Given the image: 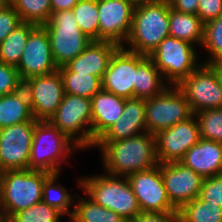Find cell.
I'll list each match as a JSON object with an SVG mask.
<instances>
[{"instance_id": "27", "label": "cell", "mask_w": 222, "mask_h": 222, "mask_svg": "<svg viewBox=\"0 0 222 222\" xmlns=\"http://www.w3.org/2000/svg\"><path fill=\"white\" fill-rule=\"evenodd\" d=\"M77 199L69 222H126L118 213L95 203L87 195L84 198L78 195Z\"/></svg>"}, {"instance_id": "24", "label": "cell", "mask_w": 222, "mask_h": 222, "mask_svg": "<svg viewBox=\"0 0 222 222\" xmlns=\"http://www.w3.org/2000/svg\"><path fill=\"white\" fill-rule=\"evenodd\" d=\"M204 23L198 15L169 9V34L192 45H202Z\"/></svg>"}, {"instance_id": "6", "label": "cell", "mask_w": 222, "mask_h": 222, "mask_svg": "<svg viewBox=\"0 0 222 222\" xmlns=\"http://www.w3.org/2000/svg\"><path fill=\"white\" fill-rule=\"evenodd\" d=\"M43 26L47 30L54 63L57 67L74 59L92 41L78 27L72 10L51 13L49 21Z\"/></svg>"}, {"instance_id": "32", "label": "cell", "mask_w": 222, "mask_h": 222, "mask_svg": "<svg viewBox=\"0 0 222 222\" xmlns=\"http://www.w3.org/2000/svg\"><path fill=\"white\" fill-rule=\"evenodd\" d=\"M72 11L80 30L92 40H98V0H78Z\"/></svg>"}, {"instance_id": "26", "label": "cell", "mask_w": 222, "mask_h": 222, "mask_svg": "<svg viewBox=\"0 0 222 222\" xmlns=\"http://www.w3.org/2000/svg\"><path fill=\"white\" fill-rule=\"evenodd\" d=\"M37 25L22 22L0 43V62L17 67L30 32Z\"/></svg>"}, {"instance_id": "7", "label": "cell", "mask_w": 222, "mask_h": 222, "mask_svg": "<svg viewBox=\"0 0 222 222\" xmlns=\"http://www.w3.org/2000/svg\"><path fill=\"white\" fill-rule=\"evenodd\" d=\"M169 85H178L202 62H198L195 46L168 36L148 56Z\"/></svg>"}, {"instance_id": "5", "label": "cell", "mask_w": 222, "mask_h": 222, "mask_svg": "<svg viewBox=\"0 0 222 222\" xmlns=\"http://www.w3.org/2000/svg\"><path fill=\"white\" fill-rule=\"evenodd\" d=\"M50 173L30 169L0 173V203L7 219L42 201V187Z\"/></svg>"}, {"instance_id": "17", "label": "cell", "mask_w": 222, "mask_h": 222, "mask_svg": "<svg viewBox=\"0 0 222 222\" xmlns=\"http://www.w3.org/2000/svg\"><path fill=\"white\" fill-rule=\"evenodd\" d=\"M134 7L129 0H98V40L123 46L131 30Z\"/></svg>"}, {"instance_id": "2", "label": "cell", "mask_w": 222, "mask_h": 222, "mask_svg": "<svg viewBox=\"0 0 222 222\" xmlns=\"http://www.w3.org/2000/svg\"><path fill=\"white\" fill-rule=\"evenodd\" d=\"M169 9L170 2L164 0L135 5L131 30L122 47L149 56L163 39L170 36Z\"/></svg>"}, {"instance_id": "10", "label": "cell", "mask_w": 222, "mask_h": 222, "mask_svg": "<svg viewBox=\"0 0 222 222\" xmlns=\"http://www.w3.org/2000/svg\"><path fill=\"white\" fill-rule=\"evenodd\" d=\"M177 87L184 93L193 114L222 108V87L207 64L201 63Z\"/></svg>"}, {"instance_id": "33", "label": "cell", "mask_w": 222, "mask_h": 222, "mask_svg": "<svg viewBox=\"0 0 222 222\" xmlns=\"http://www.w3.org/2000/svg\"><path fill=\"white\" fill-rule=\"evenodd\" d=\"M207 54L202 63L222 61V15L204 24L203 41L200 46Z\"/></svg>"}, {"instance_id": "30", "label": "cell", "mask_w": 222, "mask_h": 222, "mask_svg": "<svg viewBox=\"0 0 222 222\" xmlns=\"http://www.w3.org/2000/svg\"><path fill=\"white\" fill-rule=\"evenodd\" d=\"M177 213L180 222H222V207L206 203L199 197L182 205Z\"/></svg>"}, {"instance_id": "43", "label": "cell", "mask_w": 222, "mask_h": 222, "mask_svg": "<svg viewBox=\"0 0 222 222\" xmlns=\"http://www.w3.org/2000/svg\"><path fill=\"white\" fill-rule=\"evenodd\" d=\"M206 64L212 69L218 80V83L222 87V61L210 62Z\"/></svg>"}, {"instance_id": "20", "label": "cell", "mask_w": 222, "mask_h": 222, "mask_svg": "<svg viewBox=\"0 0 222 222\" xmlns=\"http://www.w3.org/2000/svg\"><path fill=\"white\" fill-rule=\"evenodd\" d=\"M119 47L113 42L92 40L82 53L65 66L72 72L88 73L101 80L112 55Z\"/></svg>"}, {"instance_id": "22", "label": "cell", "mask_w": 222, "mask_h": 222, "mask_svg": "<svg viewBox=\"0 0 222 222\" xmlns=\"http://www.w3.org/2000/svg\"><path fill=\"white\" fill-rule=\"evenodd\" d=\"M125 98L102 88L91 98L92 108V147L95 141L122 115Z\"/></svg>"}, {"instance_id": "13", "label": "cell", "mask_w": 222, "mask_h": 222, "mask_svg": "<svg viewBox=\"0 0 222 222\" xmlns=\"http://www.w3.org/2000/svg\"><path fill=\"white\" fill-rule=\"evenodd\" d=\"M127 178L141 212L168 213L178 211L166 192L160 164L148 170L135 172Z\"/></svg>"}, {"instance_id": "15", "label": "cell", "mask_w": 222, "mask_h": 222, "mask_svg": "<svg viewBox=\"0 0 222 222\" xmlns=\"http://www.w3.org/2000/svg\"><path fill=\"white\" fill-rule=\"evenodd\" d=\"M200 139L199 124L194 114L187 120L158 132L155 134L158 162H180L185 153Z\"/></svg>"}, {"instance_id": "8", "label": "cell", "mask_w": 222, "mask_h": 222, "mask_svg": "<svg viewBox=\"0 0 222 222\" xmlns=\"http://www.w3.org/2000/svg\"><path fill=\"white\" fill-rule=\"evenodd\" d=\"M49 121L83 149L92 150L91 99L64 94L61 104Z\"/></svg>"}, {"instance_id": "38", "label": "cell", "mask_w": 222, "mask_h": 222, "mask_svg": "<svg viewBox=\"0 0 222 222\" xmlns=\"http://www.w3.org/2000/svg\"><path fill=\"white\" fill-rule=\"evenodd\" d=\"M21 23L18 12L10 2L0 7V43Z\"/></svg>"}, {"instance_id": "31", "label": "cell", "mask_w": 222, "mask_h": 222, "mask_svg": "<svg viewBox=\"0 0 222 222\" xmlns=\"http://www.w3.org/2000/svg\"><path fill=\"white\" fill-rule=\"evenodd\" d=\"M18 12L22 22H29L38 26L46 24L51 16L50 0H10Z\"/></svg>"}, {"instance_id": "28", "label": "cell", "mask_w": 222, "mask_h": 222, "mask_svg": "<svg viewBox=\"0 0 222 222\" xmlns=\"http://www.w3.org/2000/svg\"><path fill=\"white\" fill-rule=\"evenodd\" d=\"M60 173L50 174L44 181L42 187V201L47 205L56 208L63 215H68V219L71 218L74 208L73 202L77 195L71 194L67 189L57 184ZM74 200V201H73Z\"/></svg>"}, {"instance_id": "35", "label": "cell", "mask_w": 222, "mask_h": 222, "mask_svg": "<svg viewBox=\"0 0 222 222\" xmlns=\"http://www.w3.org/2000/svg\"><path fill=\"white\" fill-rule=\"evenodd\" d=\"M63 214L43 201L13 214L9 222H61Z\"/></svg>"}, {"instance_id": "39", "label": "cell", "mask_w": 222, "mask_h": 222, "mask_svg": "<svg viewBox=\"0 0 222 222\" xmlns=\"http://www.w3.org/2000/svg\"><path fill=\"white\" fill-rule=\"evenodd\" d=\"M197 15L205 24L222 15V0H199Z\"/></svg>"}, {"instance_id": "44", "label": "cell", "mask_w": 222, "mask_h": 222, "mask_svg": "<svg viewBox=\"0 0 222 222\" xmlns=\"http://www.w3.org/2000/svg\"><path fill=\"white\" fill-rule=\"evenodd\" d=\"M7 221H8V219H7L4 209L0 203V222H7Z\"/></svg>"}, {"instance_id": "12", "label": "cell", "mask_w": 222, "mask_h": 222, "mask_svg": "<svg viewBox=\"0 0 222 222\" xmlns=\"http://www.w3.org/2000/svg\"><path fill=\"white\" fill-rule=\"evenodd\" d=\"M35 120H49L64 97V83L59 69L23 82Z\"/></svg>"}, {"instance_id": "9", "label": "cell", "mask_w": 222, "mask_h": 222, "mask_svg": "<svg viewBox=\"0 0 222 222\" xmlns=\"http://www.w3.org/2000/svg\"><path fill=\"white\" fill-rule=\"evenodd\" d=\"M193 115L184 93L169 85L161 94L145 99L147 132L155 135Z\"/></svg>"}, {"instance_id": "16", "label": "cell", "mask_w": 222, "mask_h": 222, "mask_svg": "<svg viewBox=\"0 0 222 222\" xmlns=\"http://www.w3.org/2000/svg\"><path fill=\"white\" fill-rule=\"evenodd\" d=\"M17 70L22 82L58 69L54 63L49 36L44 26H36L29 34Z\"/></svg>"}, {"instance_id": "23", "label": "cell", "mask_w": 222, "mask_h": 222, "mask_svg": "<svg viewBox=\"0 0 222 222\" xmlns=\"http://www.w3.org/2000/svg\"><path fill=\"white\" fill-rule=\"evenodd\" d=\"M26 121L36 120L24 87L0 97V129Z\"/></svg>"}, {"instance_id": "3", "label": "cell", "mask_w": 222, "mask_h": 222, "mask_svg": "<svg viewBox=\"0 0 222 222\" xmlns=\"http://www.w3.org/2000/svg\"><path fill=\"white\" fill-rule=\"evenodd\" d=\"M78 187L95 203L118 213L126 221L135 220L141 212L127 177L106 172L78 179Z\"/></svg>"}, {"instance_id": "46", "label": "cell", "mask_w": 222, "mask_h": 222, "mask_svg": "<svg viewBox=\"0 0 222 222\" xmlns=\"http://www.w3.org/2000/svg\"><path fill=\"white\" fill-rule=\"evenodd\" d=\"M10 0H0V7L6 6Z\"/></svg>"}, {"instance_id": "45", "label": "cell", "mask_w": 222, "mask_h": 222, "mask_svg": "<svg viewBox=\"0 0 222 222\" xmlns=\"http://www.w3.org/2000/svg\"><path fill=\"white\" fill-rule=\"evenodd\" d=\"M129 1H131L134 5H137V4L152 2L156 0H129Z\"/></svg>"}, {"instance_id": "37", "label": "cell", "mask_w": 222, "mask_h": 222, "mask_svg": "<svg viewBox=\"0 0 222 222\" xmlns=\"http://www.w3.org/2000/svg\"><path fill=\"white\" fill-rule=\"evenodd\" d=\"M23 87L16 67L0 62V97L13 93Z\"/></svg>"}, {"instance_id": "25", "label": "cell", "mask_w": 222, "mask_h": 222, "mask_svg": "<svg viewBox=\"0 0 222 222\" xmlns=\"http://www.w3.org/2000/svg\"><path fill=\"white\" fill-rule=\"evenodd\" d=\"M169 84L147 56L136 69L134 98L148 99L161 94Z\"/></svg>"}, {"instance_id": "40", "label": "cell", "mask_w": 222, "mask_h": 222, "mask_svg": "<svg viewBox=\"0 0 222 222\" xmlns=\"http://www.w3.org/2000/svg\"><path fill=\"white\" fill-rule=\"evenodd\" d=\"M135 221L136 222H180L177 212H168V213L140 212Z\"/></svg>"}, {"instance_id": "34", "label": "cell", "mask_w": 222, "mask_h": 222, "mask_svg": "<svg viewBox=\"0 0 222 222\" xmlns=\"http://www.w3.org/2000/svg\"><path fill=\"white\" fill-rule=\"evenodd\" d=\"M194 115L199 124L200 138L222 143V108L207 109Z\"/></svg>"}, {"instance_id": "19", "label": "cell", "mask_w": 222, "mask_h": 222, "mask_svg": "<svg viewBox=\"0 0 222 222\" xmlns=\"http://www.w3.org/2000/svg\"><path fill=\"white\" fill-rule=\"evenodd\" d=\"M147 132L145 99L125 100L121 117L113 123L96 141H119Z\"/></svg>"}, {"instance_id": "14", "label": "cell", "mask_w": 222, "mask_h": 222, "mask_svg": "<svg viewBox=\"0 0 222 222\" xmlns=\"http://www.w3.org/2000/svg\"><path fill=\"white\" fill-rule=\"evenodd\" d=\"M146 57L120 46L112 55L103 74L102 89L125 99L134 98L136 69Z\"/></svg>"}, {"instance_id": "18", "label": "cell", "mask_w": 222, "mask_h": 222, "mask_svg": "<svg viewBox=\"0 0 222 222\" xmlns=\"http://www.w3.org/2000/svg\"><path fill=\"white\" fill-rule=\"evenodd\" d=\"M163 183L171 203L179 209L199 196L204 178L181 162L160 164Z\"/></svg>"}, {"instance_id": "11", "label": "cell", "mask_w": 222, "mask_h": 222, "mask_svg": "<svg viewBox=\"0 0 222 222\" xmlns=\"http://www.w3.org/2000/svg\"><path fill=\"white\" fill-rule=\"evenodd\" d=\"M36 121H26L0 129V173L28 169Z\"/></svg>"}, {"instance_id": "1", "label": "cell", "mask_w": 222, "mask_h": 222, "mask_svg": "<svg viewBox=\"0 0 222 222\" xmlns=\"http://www.w3.org/2000/svg\"><path fill=\"white\" fill-rule=\"evenodd\" d=\"M106 173L128 177L135 172L148 170L158 162L155 135L143 132L119 141H95Z\"/></svg>"}, {"instance_id": "41", "label": "cell", "mask_w": 222, "mask_h": 222, "mask_svg": "<svg viewBox=\"0 0 222 222\" xmlns=\"http://www.w3.org/2000/svg\"><path fill=\"white\" fill-rule=\"evenodd\" d=\"M172 9L188 14L197 15L199 0H169Z\"/></svg>"}, {"instance_id": "4", "label": "cell", "mask_w": 222, "mask_h": 222, "mask_svg": "<svg viewBox=\"0 0 222 222\" xmlns=\"http://www.w3.org/2000/svg\"><path fill=\"white\" fill-rule=\"evenodd\" d=\"M82 149L49 120H36L28 169L60 173L62 164Z\"/></svg>"}, {"instance_id": "21", "label": "cell", "mask_w": 222, "mask_h": 222, "mask_svg": "<svg viewBox=\"0 0 222 222\" xmlns=\"http://www.w3.org/2000/svg\"><path fill=\"white\" fill-rule=\"evenodd\" d=\"M203 178L222 174V143L200 139L180 161Z\"/></svg>"}, {"instance_id": "29", "label": "cell", "mask_w": 222, "mask_h": 222, "mask_svg": "<svg viewBox=\"0 0 222 222\" xmlns=\"http://www.w3.org/2000/svg\"><path fill=\"white\" fill-rule=\"evenodd\" d=\"M63 83L64 92L91 99L102 87L101 80L88 73L70 71L65 65L58 67Z\"/></svg>"}, {"instance_id": "36", "label": "cell", "mask_w": 222, "mask_h": 222, "mask_svg": "<svg viewBox=\"0 0 222 222\" xmlns=\"http://www.w3.org/2000/svg\"><path fill=\"white\" fill-rule=\"evenodd\" d=\"M198 197L206 203L222 207V174L204 178Z\"/></svg>"}, {"instance_id": "42", "label": "cell", "mask_w": 222, "mask_h": 222, "mask_svg": "<svg viewBox=\"0 0 222 222\" xmlns=\"http://www.w3.org/2000/svg\"><path fill=\"white\" fill-rule=\"evenodd\" d=\"M51 11L58 12L63 10H72V8L77 4L78 0H50Z\"/></svg>"}]
</instances>
